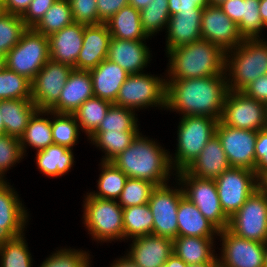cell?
Here are the masks:
<instances>
[{"label":"cell","instance_id":"6da1fadb","mask_svg":"<svg viewBox=\"0 0 267 267\" xmlns=\"http://www.w3.org/2000/svg\"><path fill=\"white\" fill-rule=\"evenodd\" d=\"M227 75L191 79H166L167 110L182 116L221 118L228 93Z\"/></svg>","mask_w":267,"mask_h":267},{"label":"cell","instance_id":"4fadbf2b","mask_svg":"<svg viewBox=\"0 0 267 267\" xmlns=\"http://www.w3.org/2000/svg\"><path fill=\"white\" fill-rule=\"evenodd\" d=\"M220 121L227 126L259 131L267 128L266 104L242 91H228Z\"/></svg>","mask_w":267,"mask_h":267},{"label":"cell","instance_id":"ffe728a7","mask_svg":"<svg viewBox=\"0 0 267 267\" xmlns=\"http://www.w3.org/2000/svg\"><path fill=\"white\" fill-rule=\"evenodd\" d=\"M126 255L140 267H160L173 254V239L154 234L131 239Z\"/></svg>","mask_w":267,"mask_h":267},{"label":"cell","instance_id":"1f68e13d","mask_svg":"<svg viewBox=\"0 0 267 267\" xmlns=\"http://www.w3.org/2000/svg\"><path fill=\"white\" fill-rule=\"evenodd\" d=\"M73 149L52 144L36 153V165L47 177H60L67 174L74 165Z\"/></svg>","mask_w":267,"mask_h":267},{"label":"cell","instance_id":"60d3db41","mask_svg":"<svg viewBox=\"0 0 267 267\" xmlns=\"http://www.w3.org/2000/svg\"><path fill=\"white\" fill-rule=\"evenodd\" d=\"M170 19L168 0H152L140 10V20L146 35L151 39L162 29H166Z\"/></svg>","mask_w":267,"mask_h":267},{"label":"cell","instance_id":"2e32d148","mask_svg":"<svg viewBox=\"0 0 267 267\" xmlns=\"http://www.w3.org/2000/svg\"><path fill=\"white\" fill-rule=\"evenodd\" d=\"M222 240L219 267H264L265 243L236 236L228 229L219 231Z\"/></svg>","mask_w":267,"mask_h":267},{"label":"cell","instance_id":"be15d7a7","mask_svg":"<svg viewBox=\"0 0 267 267\" xmlns=\"http://www.w3.org/2000/svg\"><path fill=\"white\" fill-rule=\"evenodd\" d=\"M187 267H219V262H207L202 264H192Z\"/></svg>","mask_w":267,"mask_h":267},{"label":"cell","instance_id":"d4e9b609","mask_svg":"<svg viewBox=\"0 0 267 267\" xmlns=\"http://www.w3.org/2000/svg\"><path fill=\"white\" fill-rule=\"evenodd\" d=\"M230 167L221 142L215 134L185 171L198 178L215 180Z\"/></svg>","mask_w":267,"mask_h":267},{"label":"cell","instance_id":"e0dca14e","mask_svg":"<svg viewBox=\"0 0 267 267\" xmlns=\"http://www.w3.org/2000/svg\"><path fill=\"white\" fill-rule=\"evenodd\" d=\"M201 38L220 47L225 53L243 41L238 26L219 5L209 4L202 10Z\"/></svg>","mask_w":267,"mask_h":267},{"label":"cell","instance_id":"681fc988","mask_svg":"<svg viewBox=\"0 0 267 267\" xmlns=\"http://www.w3.org/2000/svg\"><path fill=\"white\" fill-rule=\"evenodd\" d=\"M56 0H32L26 12L21 16L27 28H33Z\"/></svg>","mask_w":267,"mask_h":267},{"label":"cell","instance_id":"816d5d0a","mask_svg":"<svg viewBox=\"0 0 267 267\" xmlns=\"http://www.w3.org/2000/svg\"><path fill=\"white\" fill-rule=\"evenodd\" d=\"M242 92L267 105V74L262 75L247 85Z\"/></svg>","mask_w":267,"mask_h":267},{"label":"cell","instance_id":"836d02e7","mask_svg":"<svg viewBox=\"0 0 267 267\" xmlns=\"http://www.w3.org/2000/svg\"><path fill=\"white\" fill-rule=\"evenodd\" d=\"M101 173L97 183V192H89L93 197L117 200L128 176L120 169H118L112 162H100Z\"/></svg>","mask_w":267,"mask_h":267},{"label":"cell","instance_id":"9a60e30c","mask_svg":"<svg viewBox=\"0 0 267 267\" xmlns=\"http://www.w3.org/2000/svg\"><path fill=\"white\" fill-rule=\"evenodd\" d=\"M72 67L49 59L31 81V101L37 109L50 110L59 100Z\"/></svg>","mask_w":267,"mask_h":267},{"label":"cell","instance_id":"bcb514c9","mask_svg":"<svg viewBox=\"0 0 267 267\" xmlns=\"http://www.w3.org/2000/svg\"><path fill=\"white\" fill-rule=\"evenodd\" d=\"M90 253L84 250L60 248L48 256L39 267H91Z\"/></svg>","mask_w":267,"mask_h":267},{"label":"cell","instance_id":"b9f144b4","mask_svg":"<svg viewBox=\"0 0 267 267\" xmlns=\"http://www.w3.org/2000/svg\"><path fill=\"white\" fill-rule=\"evenodd\" d=\"M260 0H242L241 21L237 24L242 39H260L267 26L259 13ZM264 28V29H263Z\"/></svg>","mask_w":267,"mask_h":267},{"label":"cell","instance_id":"f5cc1de1","mask_svg":"<svg viewBox=\"0 0 267 267\" xmlns=\"http://www.w3.org/2000/svg\"><path fill=\"white\" fill-rule=\"evenodd\" d=\"M129 4V0H97L99 19L105 23L115 13Z\"/></svg>","mask_w":267,"mask_h":267},{"label":"cell","instance_id":"ac0fdd59","mask_svg":"<svg viewBox=\"0 0 267 267\" xmlns=\"http://www.w3.org/2000/svg\"><path fill=\"white\" fill-rule=\"evenodd\" d=\"M24 206L10 183L0 181V240L25 233L29 214Z\"/></svg>","mask_w":267,"mask_h":267},{"label":"cell","instance_id":"c3c4849f","mask_svg":"<svg viewBox=\"0 0 267 267\" xmlns=\"http://www.w3.org/2000/svg\"><path fill=\"white\" fill-rule=\"evenodd\" d=\"M73 21L85 25L103 23L98 16L97 0H68Z\"/></svg>","mask_w":267,"mask_h":267},{"label":"cell","instance_id":"91938a15","mask_svg":"<svg viewBox=\"0 0 267 267\" xmlns=\"http://www.w3.org/2000/svg\"><path fill=\"white\" fill-rule=\"evenodd\" d=\"M258 188L267 196V169L258 176Z\"/></svg>","mask_w":267,"mask_h":267},{"label":"cell","instance_id":"f1b7e54d","mask_svg":"<svg viewBox=\"0 0 267 267\" xmlns=\"http://www.w3.org/2000/svg\"><path fill=\"white\" fill-rule=\"evenodd\" d=\"M37 110L31 99H7L0 101L5 134L20 138L27 127L28 121Z\"/></svg>","mask_w":267,"mask_h":267},{"label":"cell","instance_id":"4316f807","mask_svg":"<svg viewBox=\"0 0 267 267\" xmlns=\"http://www.w3.org/2000/svg\"><path fill=\"white\" fill-rule=\"evenodd\" d=\"M177 221L178 236L214 238L219 234V230L185 196L179 202Z\"/></svg>","mask_w":267,"mask_h":267},{"label":"cell","instance_id":"e575fe53","mask_svg":"<svg viewBox=\"0 0 267 267\" xmlns=\"http://www.w3.org/2000/svg\"><path fill=\"white\" fill-rule=\"evenodd\" d=\"M138 133L139 131L94 132L88 140L104 152L101 161L111 162L131 144Z\"/></svg>","mask_w":267,"mask_h":267},{"label":"cell","instance_id":"ba28073f","mask_svg":"<svg viewBox=\"0 0 267 267\" xmlns=\"http://www.w3.org/2000/svg\"><path fill=\"white\" fill-rule=\"evenodd\" d=\"M49 59L48 36L27 28L19 42L6 54L5 65L32 81Z\"/></svg>","mask_w":267,"mask_h":267},{"label":"cell","instance_id":"277c9868","mask_svg":"<svg viewBox=\"0 0 267 267\" xmlns=\"http://www.w3.org/2000/svg\"><path fill=\"white\" fill-rule=\"evenodd\" d=\"M225 72L229 91H242L255 79L267 74V41L263 37L244 39L227 51Z\"/></svg>","mask_w":267,"mask_h":267},{"label":"cell","instance_id":"f907efd6","mask_svg":"<svg viewBox=\"0 0 267 267\" xmlns=\"http://www.w3.org/2000/svg\"><path fill=\"white\" fill-rule=\"evenodd\" d=\"M255 173L259 176L267 169V128L257 132L255 143Z\"/></svg>","mask_w":267,"mask_h":267},{"label":"cell","instance_id":"d6986e66","mask_svg":"<svg viewBox=\"0 0 267 267\" xmlns=\"http://www.w3.org/2000/svg\"><path fill=\"white\" fill-rule=\"evenodd\" d=\"M110 39L106 23L84 24L83 43L75 69L90 71L107 59Z\"/></svg>","mask_w":267,"mask_h":267},{"label":"cell","instance_id":"44dd1931","mask_svg":"<svg viewBox=\"0 0 267 267\" xmlns=\"http://www.w3.org/2000/svg\"><path fill=\"white\" fill-rule=\"evenodd\" d=\"M150 57L152 56L145 40L110 39L107 59L119 64L129 74L144 73L143 69L150 63Z\"/></svg>","mask_w":267,"mask_h":267},{"label":"cell","instance_id":"ee69618b","mask_svg":"<svg viewBox=\"0 0 267 267\" xmlns=\"http://www.w3.org/2000/svg\"><path fill=\"white\" fill-rule=\"evenodd\" d=\"M156 187L150 181L128 177L118 203L122 208L147 204Z\"/></svg>","mask_w":267,"mask_h":267},{"label":"cell","instance_id":"83f0119b","mask_svg":"<svg viewBox=\"0 0 267 267\" xmlns=\"http://www.w3.org/2000/svg\"><path fill=\"white\" fill-rule=\"evenodd\" d=\"M214 239L178 236L173 239V253L187 265L219 262L217 258L218 254H215V249L213 248V245H215Z\"/></svg>","mask_w":267,"mask_h":267},{"label":"cell","instance_id":"6125c7cd","mask_svg":"<svg viewBox=\"0 0 267 267\" xmlns=\"http://www.w3.org/2000/svg\"><path fill=\"white\" fill-rule=\"evenodd\" d=\"M152 0H129V5H132L137 10L144 9Z\"/></svg>","mask_w":267,"mask_h":267},{"label":"cell","instance_id":"8fae6325","mask_svg":"<svg viewBox=\"0 0 267 267\" xmlns=\"http://www.w3.org/2000/svg\"><path fill=\"white\" fill-rule=\"evenodd\" d=\"M221 207L230 218L258 189L255 171L242 167H230L215 179Z\"/></svg>","mask_w":267,"mask_h":267},{"label":"cell","instance_id":"f6af8a7d","mask_svg":"<svg viewBox=\"0 0 267 267\" xmlns=\"http://www.w3.org/2000/svg\"><path fill=\"white\" fill-rule=\"evenodd\" d=\"M26 29L21 16L9 13L0 16V55L6 56Z\"/></svg>","mask_w":267,"mask_h":267},{"label":"cell","instance_id":"5b68a950","mask_svg":"<svg viewBox=\"0 0 267 267\" xmlns=\"http://www.w3.org/2000/svg\"><path fill=\"white\" fill-rule=\"evenodd\" d=\"M181 117L177 128V150L175 156L169 154L171 166L176 172L185 170L199 156L215 135L218 123L217 119L208 116Z\"/></svg>","mask_w":267,"mask_h":267},{"label":"cell","instance_id":"cb8c5ba5","mask_svg":"<svg viewBox=\"0 0 267 267\" xmlns=\"http://www.w3.org/2000/svg\"><path fill=\"white\" fill-rule=\"evenodd\" d=\"M203 8L197 7L193 11H179L170 16L166 29V51L190 44L201 38V20Z\"/></svg>","mask_w":267,"mask_h":267},{"label":"cell","instance_id":"74e56055","mask_svg":"<svg viewBox=\"0 0 267 267\" xmlns=\"http://www.w3.org/2000/svg\"><path fill=\"white\" fill-rule=\"evenodd\" d=\"M73 22L69 1L56 0L33 29L45 36H49Z\"/></svg>","mask_w":267,"mask_h":267},{"label":"cell","instance_id":"f35d334b","mask_svg":"<svg viewBox=\"0 0 267 267\" xmlns=\"http://www.w3.org/2000/svg\"><path fill=\"white\" fill-rule=\"evenodd\" d=\"M51 117L53 143L73 149L80 135V127L74 114L51 111Z\"/></svg>","mask_w":267,"mask_h":267},{"label":"cell","instance_id":"8992f818","mask_svg":"<svg viewBox=\"0 0 267 267\" xmlns=\"http://www.w3.org/2000/svg\"><path fill=\"white\" fill-rule=\"evenodd\" d=\"M88 194V195H87ZM83 201V221L94 240L112 242L124 240L123 208L118 200L93 197L90 193ZM115 239V240H114Z\"/></svg>","mask_w":267,"mask_h":267},{"label":"cell","instance_id":"7a4b0ae2","mask_svg":"<svg viewBox=\"0 0 267 267\" xmlns=\"http://www.w3.org/2000/svg\"><path fill=\"white\" fill-rule=\"evenodd\" d=\"M142 133H138L131 144L111 162L128 177L150 181L156 186L169 182L176 175L170 163V151Z\"/></svg>","mask_w":267,"mask_h":267},{"label":"cell","instance_id":"7bdbcfd3","mask_svg":"<svg viewBox=\"0 0 267 267\" xmlns=\"http://www.w3.org/2000/svg\"><path fill=\"white\" fill-rule=\"evenodd\" d=\"M31 99V81L5 67L0 71V101Z\"/></svg>","mask_w":267,"mask_h":267},{"label":"cell","instance_id":"30bf717a","mask_svg":"<svg viewBox=\"0 0 267 267\" xmlns=\"http://www.w3.org/2000/svg\"><path fill=\"white\" fill-rule=\"evenodd\" d=\"M227 229L238 237L267 243V196L259 188L229 218Z\"/></svg>","mask_w":267,"mask_h":267},{"label":"cell","instance_id":"003e7915","mask_svg":"<svg viewBox=\"0 0 267 267\" xmlns=\"http://www.w3.org/2000/svg\"><path fill=\"white\" fill-rule=\"evenodd\" d=\"M264 267H267V243H265V249H264Z\"/></svg>","mask_w":267,"mask_h":267},{"label":"cell","instance_id":"9f6ffc18","mask_svg":"<svg viewBox=\"0 0 267 267\" xmlns=\"http://www.w3.org/2000/svg\"><path fill=\"white\" fill-rule=\"evenodd\" d=\"M32 0H3L5 13L22 16Z\"/></svg>","mask_w":267,"mask_h":267},{"label":"cell","instance_id":"89a4df30","mask_svg":"<svg viewBox=\"0 0 267 267\" xmlns=\"http://www.w3.org/2000/svg\"><path fill=\"white\" fill-rule=\"evenodd\" d=\"M5 13L3 0H0V16Z\"/></svg>","mask_w":267,"mask_h":267},{"label":"cell","instance_id":"11a10c76","mask_svg":"<svg viewBox=\"0 0 267 267\" xmlns=\"http://www.w3.org/2000/svg\"><path fill=\"white\" fill-rule=\"evenodd\" d=\"M219 7L236 24L241 21L242 0H227L219 4Z\"/></svg>","mask_w":267,"mask_h":267},{"label":"cell","instance_id":"db71d44e","mask_svg":"<svg viewBox=\"0 0 267 267\" xmlns=\"http://www.w3.org/2000/svg\"><path fill=\"white\" fill-rule=\"evenodd\" d=\"M209 4V0H168L170 16L176 15L179 11H193L197 7L205 8Z\"/></svg>","mask_w":267,"mask_h":267},{"label":"cell","instance_id":"7dc6e473","mask_svg":"<svg viewBox=\"0 0 267 267\" xmlns=\"http://www.w3.org/2000/svg\"><path fill=\"white\" fill-rule=\"evenodd\" d=\"M19 139L9 135H0V181H5V174L13 165L23 159Z\"/></svg>","mask_w":267,"mask_h":267},{"label":"cell","instance_id":"9c48e42d","mask_svg":"<svg viewBox=\"0 0 267 267\" xmlns=\"http://www.w3.org/2000/svg\"><path fill=\"white\" fill-rule=\"evenodd\" d=\"M175 173L183 188L184 196L195 204L203 216L219 231L227 229L229 217L221 207L215 180L198 178L185 170Z\"/></svg>","mask_w":267,"mask_h":267},{"label":"cell","instance_id":"603a6c76","mask_svg":"<svg viewBox=\"0 0 267 267\" xmlns=\"http://www.w3.org/2000/svg\"><path fill=\"white\" fill-rule=\"evenodd\" d=\"M92 97H94V94L90 72L72 69L58 102L50 111L73 114L81 104Z\"/></svg>","mask_w":267,"mask_h":267},{"label":"cell","instance_id":"6f0895ef","mask_svg":"<svg viewBox=\"0 0 267 267\" xmlns=\"http://www.w3.org/2000/svg\"><path fill=\"white\" fill-rule=\"evenodd\" d=\"M110 267H140L134 263L127 255L121 256L113 261Z\"/></svg>","mask_w":267,"mask_h":267},{"label":"cell","instance_id":"52a82bcc","mask_svg":"<svg viewBox=\"0 0 267 267\" xmlns=\"http://www.w3.org/2000/svg\"><path fill=\"white\" fill-rule=\"evenodd\" d=\"M114 105L131 110L166 107V79L152 74H129L120 87ZM140 108V109H139Z\"/></svg>","mask_w":267,"mask_h":267},{"label":"cell","instance_id":"4dcf8cb0","mask_svg":"<svg viewBox=\"0 0 267 267\" xmlns=\"http://www.w3.org/2000/svg\"><path fill=\"white\" fill-rule=\"evenodd\" d=\"M50 115V110L37 109L30 117L24 133L19 138L24 156L27 152V146L36 149L37 152L54 144L52 139L51 117L48 118ZM43 116H47V118Z\"/></svg>","mask_w":267,"mask_h":267},{"label":"cell","instance_id":"f546056e","mask_svg":"<svg viewBox=\"0 0 267 267\" xmlns=\"http://www.w3.org/2000/svg\"><path fill=\"white\" fill-rule=\"evenodd\" d=\"M105 23L113 38L132 41L149 38L142 27L140 11L132 5L124 6Z\"/></svg>","mask_w":267,"mask_h":267},{"label":"cell","instance_id":"3957f363","mask_svg":"<svg viewBox=\"0 0 267 267\" xmlns=\"http://www.w3.org/2000/svg\"><path fill=\"white\" fill-rule=\"evenodd\" d=\"M169 58L167 79H191L225 74L226 53L200 39L165 51Z\"/></svg>","mask_w":267,"mask_h":267},{"label":"cell","instance_id":"5bb4252c","mask_svg":"<svg viewBox=\"0 0 267 267\" xmlns=\"http://www.w3.org/2000/svg\"><path fill=\"white\" fill-rule=\"evenodd\" d=\"M257 132L217 123L215 134L219 138L231 167H242L255 171V143Z\"/></svg>","mask_w":267,"mask_h":267},{"label":"cell","instance_id":"7c38bea8","mask_svg":"<svg viewBox=\"0 0 267 267\" xmlns=\"http://www.w3.org/2000/svg\"><path fill=\"white\" fill-rule=\"evenodd\" d=\"M175 181L179 187H170L169 183L156 186L148 201L153 216V234L171 239L178 237L177 211L184 196L180 182L176 178Z\"/></svg>","mask_w":267,"mask_h":267},{"label":"cell","instance_id":"03108f58","mask_svg":"<svg viewBox=\"0 0 267 267\" xmlns=\"http://www.w3.org/2000/svg\"><path fill=\"white\" fill-rule=\"evenodd\" d=\"M5 67V56L0 55V71H2Z\"/></svg>","mask_w":267,"mask_h":267},{"label":"cell","instance_id":"680465c9","mask_svg":"<svg viewBox=\"0 0 267 267\" xmlns=\"http://www.w3.org/2000/svg\"><path fill=\"white\" fill-rule=\"evenodd\" d=\"M188 265L174 253L169 257V259L160 267H187Z\"/></svg>","mask_w":267,"mask_h":267},{"label":"cell","instance_id":"ab89813d","mask_svg":"<svg viewBox=\"0 0 267 267\" xmlns=\"http://www.w3.org/2000/svg\"><path fill=\"white\" fill-rule=\"evenodd\" d=\"M135 111L112 104L95 132L139 131Z\"/></svg>","mask_w":267,"mask_h":267},{"label":"cell","instance_id":"7402d4cb","mask_svg":"<svg viewBox=\"0 0 267 267\" xmlns=\"http://www.w3.org/2000/svg\"><path fill=\"white\" fill-rule=\"evenodd\" d=\"M84 24L73 22L48 36L50 59L75 69L82 48Z\"/></svg>","mask_w":267,"mask_h":267},{"label":"cell","instance_id":"d590c367","mask_svg":"<svg viewBox=\"0 0 267 267\" xmlns=\"http://www.w3.org/2000/svg\"><path fill=\"white\" fill-rule=\"evenodd\" d=\"M111 105L112 103L107 100L92 97L73 113L80 129L88 138L98 129Z\"/></svg>","mask_w":267,"mask_h":267},{"label":"cell","instance_id":"e7e4bbea","mask_svg":"<svg viewBox=\"0 0 267 267\" xmlns=\"http://www.w3.org/2000/svg\"><path fill=\"white\" fill-rule=\"evenodd\" d=\"M5 134V126L3 124L2 113L0 112V135Z\"/></svg>","mask_w":267,"mask_h":267},{"label":"cell","instance_id":"8d00e7d4","mask_svg":"<svg viewBox=\"0 0 267 267\" xmlns=\"http://www.w3.org/2000/svg\"><path fill=\"white\" fill-rule=\"evenodd\" d=\"M25 234L0 240V267H33Z\"/></svg>","mask_w":267,"mask_h":267},{"label":"cell","instance_id":"484cf974","mask_svg":"<svg viewBox=\"0 0 267 267\" xmlns=\"http://www.w3.org/2000/svg\"><path fill=\"white\" fill-rule=\"evenodd\" d=\"M94 97L115 103L120 87L126 81L129 73L119 64L108 59L103 60L97 67L91 69Z\"/></svg>","mask_w":267,"mask_h":267},{"label":"cell","instance_id":"a7ac6f4b","mask_svg":"<svg viewBox=\"0 0 267 267\" xmlns=\"http://www.w3.org/2000/svg\"><path fill=\"white\" fill-rule=\"evenodd\" d=\"M209 1H210V4H212V5H219V4H221L227 0H209Z\"/></svg>","mask_w":267,"mask_h":267},{"label":"cell","instance_id":"94428289","mask_svg":"<svg viewBox=\"0 0 267 267\" xmlns=\"http://www.w3.org/2000/svg\"><path fill=\"white\" fill-rule=\"evenodd\" d=\"M259 13L263 23L267 26V0H260Z\"/></svg>","mask_w":267,"mask_h":267},{"label":"cell","instance_id":"d6a6232c","mask_svg":"<svg viewBox=\"0 0 267 267\" xmlns=\"http://www.w3.org/2000/svg\"><path fill=\"white\" fill-rule=\"evenodd\" d=\"M124 241L153 234V216L149 204L123 208Z\"/></svg>","mask_w":267,"mask_h":267}]
</instances>
